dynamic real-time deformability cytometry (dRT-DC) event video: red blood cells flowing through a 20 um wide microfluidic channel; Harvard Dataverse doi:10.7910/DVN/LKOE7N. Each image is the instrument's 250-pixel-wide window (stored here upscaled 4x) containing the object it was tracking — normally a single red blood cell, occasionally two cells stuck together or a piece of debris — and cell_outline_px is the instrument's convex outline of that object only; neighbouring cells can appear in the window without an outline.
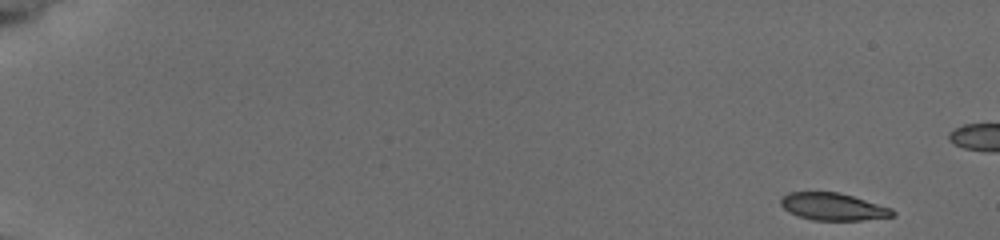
{"species": "common noctule bat (a hibernating species)", "species_latin": "Nyctalus noctula", "temperature_condition": "cold", "stored_images_in_passage": 34, "camera_frame_rate_fps": 3000, "um_per_image_px": 0.085, "animal": {"sex": "female", "body_mass_g": 19.5, "forearm_length_mm": 54.1}, "frame": {"image": 1, "passage_image": 1, "time_ms": 0.0, "image_size_px": [1000, 240], "cell_outline_px": [[896, 216], [860, 220], [812, 220], [796, 216], [788, 212], [780, 204], [780, 200], [788, 192], [840, 192], [892, 208], [896, 212]], "centroid_in_image_um": [70.81, 17.57], "position_along_channel_um": 14.2, "area_um2": 17.92}}
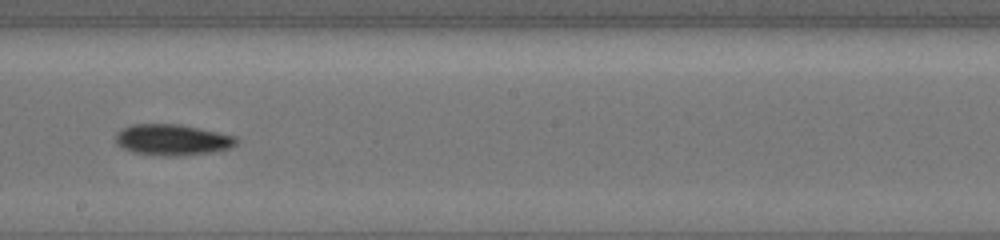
{"frame": {"image": 2, "passage_image": 20, "time_ms": 6.333, "image_size_px": [1000, 240], "cell_outline_px": [[240, 140], [236, 144], [228, 148], [212, 152], [180, 156], [164, 156], [132, 152], [116, 144], [116, 132], [132, 124], [180, 124], [200, 128], [236, 136]], "centroid_in_image_um": [14.66, 11.88], "position_along_channel_um": 233.5, "area_um2": 21.91}}
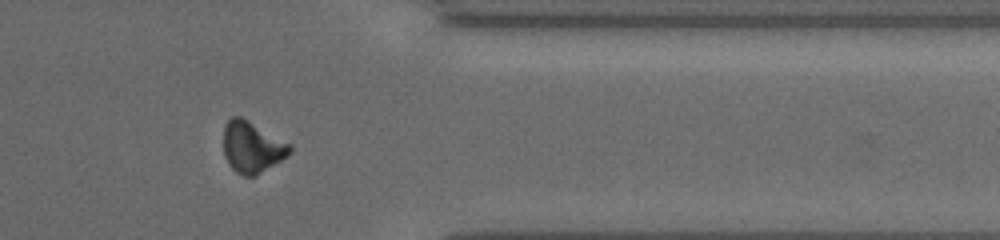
{"frame": {"image": 3, "passage_image": 30, "time_ms": 9.667, "image_size_px": [1000, 240], "cell_outline_px": [[292, 148], [288, 156], [256, 176], [244, 176], [236, 172], [228, 164], [224, 156], [224, 124], [232, 116], [240, 116], [248, 120], [292, 144]], "centroid_in_image_um": [21.43, 12.5], "position_along_channel_um": 390.0, "area_um2": 20.0}}